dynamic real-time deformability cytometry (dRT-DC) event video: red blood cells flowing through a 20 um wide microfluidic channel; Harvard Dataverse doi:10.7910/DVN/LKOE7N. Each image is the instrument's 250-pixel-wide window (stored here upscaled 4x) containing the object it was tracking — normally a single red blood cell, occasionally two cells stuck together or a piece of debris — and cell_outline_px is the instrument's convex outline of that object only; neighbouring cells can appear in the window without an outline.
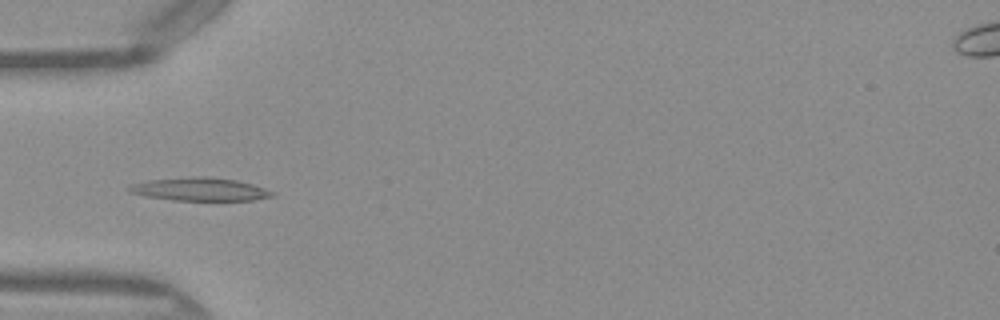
{"species": "Egyptian fruit bat (a non-hibernating species)", "species_latin": "Rousettus aegyptiacus", "temperature_condition": "warm", "stored_images_in_passage": 48, "camera_frame_rate_fps": 3000, "um_per_image_px": 0.085, "frame": {"image": 1, "passage_image": 15, "time_ms": 4.667, "image_size_px": [1000, 320], "cell_outline_px": [[276, 196], [256, 200], [172, 200], [144, 196], [128, 192], [124, 188], [132, 184], [148, 180], [188, 176], [208, 176], [236, 180], [252, 184], [276, 192]], "centroid_in_image_um": [16.97, 16.08], "position_along_channel_um": 68.0, "area_um2": 19.65}}
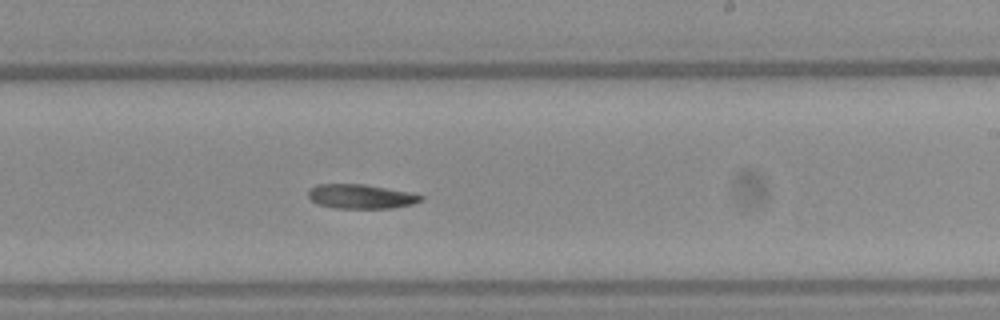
{"frame": {"image": 2, "passage_image": 29, "time_ms": 9.333, "image_size_px": [1000, 320], "cell_outline_px": [[424, 200], [412, 204], [392, 208], [336, 208], [316, 204], [308, 196], [308, 188], [316, 184], [364, 184], [412, 192], [424, 196]], "centroid_in_image_um": [30.68, 16.69], "position_along_channel_um": 258.3, "area_um2": 16.18}}
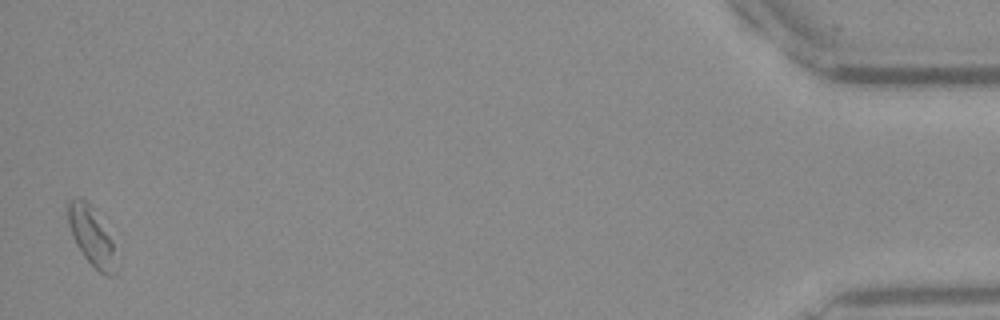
{"frame": {"image": 3, "passage_image": 48, "time_ms": 15.667, "image_size_px": [1000, 320], "cell_outline_px": [[120, 268], [112, 276], [104, 276], [84, 256], [76, 244], [72, 236], [68, 224], [68, 200], [76, 196], [80, 196], [88, 204], [112, 240], [120, 264]], "centroid_in_image_um": [7.82, 20.17], "position_along_channel_um": 427.4, "area_um2": 16.42}}